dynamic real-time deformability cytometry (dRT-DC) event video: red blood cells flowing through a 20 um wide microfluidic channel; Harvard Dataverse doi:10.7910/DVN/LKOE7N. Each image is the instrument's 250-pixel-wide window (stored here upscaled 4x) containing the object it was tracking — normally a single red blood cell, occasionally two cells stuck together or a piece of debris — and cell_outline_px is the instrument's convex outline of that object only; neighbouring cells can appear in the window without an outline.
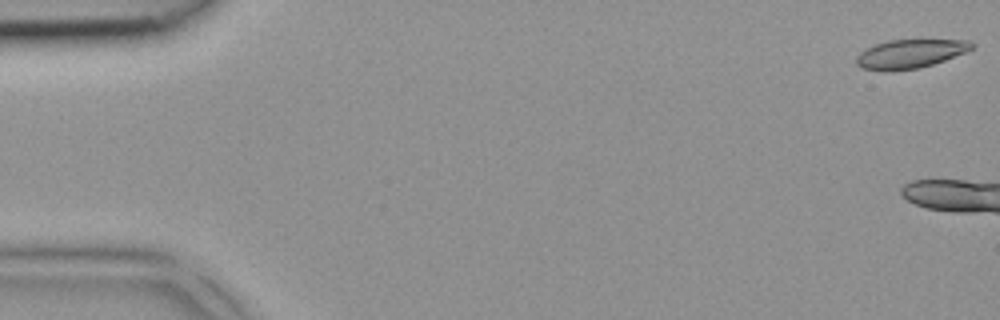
{"species": "common noctule bat (a hibernating species)", "species_latin": "Nyctalus noctula", "temperature_condition": "room temperature", "stored_images_in_passage": 5, "camera_frame_rate_fps": 3000, "um_per_image_px": 0.085, "animal": {"sex": "female", "body_mass_g": 18.4}, "frame": {"image": 1, "passage_image": 1, "time_ms": 0.0, "image_size_px": [1000, 320], "cell_outline_px": [[976, 48], [944, 60], [920, 68], [892, 72], [884, 72], [860, 68], [856, 64], [856, 56], [864, 48], [888, 40], [972, 40], [976, 44]], "centroid_in_image_um": [77.34, 4.59], "position_along_channel_um": 7.7, "area_um2": 19.83}}
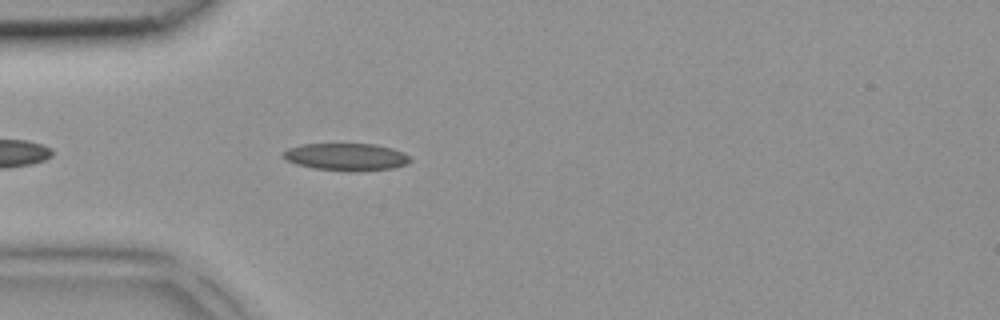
{"frame": {"image": 2, "passage_image": 5, "time_ms": 1.333, "image_size_px": [1000, 320], "cell_outline_px": [[412, 160], [404, 164], [392, 168], [348, 172], [316, 168], [296, 164], [280, 156], [280, 152], [288, 148], [300, 144], [376, 144], [392, 148], [404, 152]], "centroid_in_image_um": [29.38, 13.33], "position_along_channel_um": 55.6, "area_um2": 20.29}}